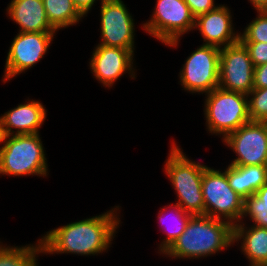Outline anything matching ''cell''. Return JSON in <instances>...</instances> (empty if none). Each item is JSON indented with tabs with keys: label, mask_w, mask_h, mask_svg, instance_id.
I'll use <instances>...</instances> for the list:
<instances>
[{
	"label": "cell",
	"mask_w": 267,
	"mask_h": 266,
	"mask_svg": "<svg viewBox=\"0 0 267 266\" xmlns=\"http://www.w3.org/2000/svg\"><path fill=\"white\" fill-rule=\"evenodd\" d=\"M112 209L102 215L53 229L41 239L44 253L95 255L107 250L119 225Z\"/></svg>",
	"instance_id": "cell-1"
},
{
	"label": "cell",
	"mask_w": 267,
	"mask_h": 266,
	"mask_svg": "<svg viewBox=\"0 0 267 266\" xmlns=\"http://www.w3.org/2000/svg\"><path fill=\"white\" fill-rule=\"evenodd\" d=\"M232 243L231 223L207 215H192L183 233L163 254L177 258L206 257Z\"/></svg>",
	"instance_id": "cell-2"
},
{
	"label": "cell",
	"mask_w": 267,
	"mask_h": 266,
	"mask_svg": "<svg viewBox=\"0 0 267 266\" xmlns=\"http://www.w3.org/2000/svg\"><path fill=\"white\" fill-rule=\"evenodd\" d=\"M183 154L178 146L172 144L165 165V172L179 197L176 204L192 215H205L202 178L207 166L196 164Z\"/></svg>",
	"instance_id": "cell-3"
},
{
	"label": "cell",
	"mask_w": 267,
	"mask_h": 266,
	"mask_svg": "<svg viewBox=\"0 0 267 266\" xmlns=\"http://www.w3.org/2000/svg\"><path fill=\"white\" fill-rule=\"evenodd\" d=\"M2 142L0 174L46 176L47 163L39 133L2 136Z\"/></svg>",
	"instance_id": "cell-4"
},
{
	"label": "cell",
	"mask_w": 267,
	"mask_h": 266,
	"mask_svg": "<svg viewBox=\"0 0 267 266\" xmlns=\"http://www.w3.org/2000/svg\"><path fill=\"white\" fill-rule=\"evenodd\" d=\"M205 116L211 133L228 134L251 122L248 96L219 87L207 93Z\"/></svg>",
	"instance_id": "cell-5"
},
{
	"label": "cell",
	"mask_w": 267,
	"mask_h": 266,
	"mask_svg": "<svg viewBox=\"0 0 267 266\" xmlns=\"http://www.w3.org/2000/svg\"><path fill=\"white\" fill-rule=\"evenodd\" d=\"M202 194L205 215L225 218L232 225L235 220L239 222L243 218L244 199L230 187L225 172L206 167L202 178Z\"/></svg>",
	"instance_id": "cell-6"
},
{
	"label": "cell",
	"mask_w": 267,
	"mask_h": 266,
	"mask_svg": "<svg viewBox=\"0 0 267 266\" xmlns=\"http://www.w3.org/2000/svg\"><path fill=\"white\" fill-rule=\"evenodd\" d=\"M156 4L143 28L165 45L176 46L179 37L195 27V17L184 0H157Z\"/></svg>",
	"instance_id": "cell-7"
},
{
	"label": "cell",
	"mask_w": 267,
	"mask_h": 266,
	"mask_svg": "<svg viewBox=\"0 0 267 266\" xmlns=\"http://www.w3.org/2000/svg\"><path fill=\"white\" fill-rule=\"evenodd\" d=\"M254 68L249 51L241 41L222 47L218 87L249 96L253 89Z\"/></svg>",
	"instance_id": "cell-8"
},
{
	"label": "cell",
	"mask_w": 267,
	"mask_h": 266,
	"mask_svg": "<svg viewBox=\"0 0 267 266\" xmlns=\"http://www.w3.org/2000/svg\"><path fill=\"white\" fill-rule=\"evenodd\" d=\"M220 48L203 44L186 60L180 82L189 92L210 93L219 86Z\"/></svg>",
	"instance_id": "cell-9"
},
{
	"label": "cell",
	"mask_w": 267,
	"mask_h": 266,
	"mask_svg": "<svg viewBox=\"0 0 267 266\" xmlns=\"http://www.w3.org/2000/svg\"><path fill=\"white\" fill-rule=\"evenodd\" d=\"M223 141L238 155L230 165H267V122H248Z\"/></svg>",
	"instance_id": "cell-10"
},
{
	"label": "cell",
	"mask_w": 267,
	"mask_h": 266,
	"mask_svg": "<svg viewBox=\"0 0 267 266\" xmlns=\"http://www.w3.org/2000/svg\"><path fill=\"white\" fill-rule=\"evenodd\" d=\"M55 32H19L6 59L4 82L32 67L43 58Z\"/></svg>",
	"instance_id": "cell-11"
},
{
	"label": "cell",
	"mask_w": 267,
	"mask_h": 266,
	"mask_svg": "<svg viewBox=\"0 0 267 266\" xmlns=\"http://www.w3.org/2000/svg\"><path fill=\"white\" fill-rule=\"evenodd\" d=\"M101 37L98 45L134 51V23L121 0L101 2Z\"/></svg>",
	"instance_id": "cell-12"
},
{
	"label": "cell",
	"mask_w": 267,
	"mask_h": 266,
	"mask_svg": "<svg viewBox=\"0 0 267 266\" xmlns=\"http://www.w3.org/2000/svg\"><path fill=\"white\" fill-rule=\"evenodd\" d=\"M133 52L118 47L98 45L90 61L91 71L97 80L106 87H111L123 73L132 72Z\"/></svg>",
	"instance_id": "cell-13"
},
{
	"label": "cell",
	"mask_w": 267,
	"mask_h": 266,
	"mask_svg": "<svg viewBox=\"0 0 267 266\" xmlns=\"http://www.w3.org/2000/svg\"><path fill=\"white\" fill-rule=\"evenodd\" d=\"M195 27L204 38L205 45L221 48L240 41V34L233 33L230 11L224 5L195 18Z\"/></svg>",
	"instance_id": "cell-14"
},
{
	"label": "cell",
	"mask_w": 267,
	"mask_h": 266,
	"mask_svg": "<svg viewBox=\"0 0 267 266\" xmlns=\"http://www.w3.org/2000/svg\"><path fill=\"white\" fill-rule=\"evenodd\" d=\"M46 118V110L38 101H31L27 104H20L14 109L6 112L0 118L2 136L14 135L12 128L17 129V135L38 134Z\"/></svg>",
	"instance_id": "cell-15"
},
{
	"label": "cell",
	"mask_w": 267,
	"mask_h": 266,
	"mask_svg": "<svg viewBox=\"0 0 267 266\" xmlns=\"http://www.w3.org/2000/svg\"><path fill=\"white\" fill-rule=\"evenodd\" d=\"M8 14L20 25V32H55L50 25L43 0H12Z\"/></svg>",
	"instance_id": "cell-16"
},
{
	"label": "cell",
	"mask_w": 267,
	"mask_h": 266,
	"mask_svg": "<svg viewBox=\"0 0 267 266\" xmlns=\"http://www.w3.org/2000/svg\"><path fill=\"white\" fill-rule=\"evenodd\" d=\"M225 173L230 187L243 199L267 183V165H229Z\"/></svg>",
	"instance_id": "cell-17"
},
{
	"label": "cell",
	"mask_w": 267,
	"mask_h": 266,
	"mask_svg": "<svg viewBox=\"0 0 267 266\" xmlns=\"http://www.w3.org/2000/svg\"><path fill=\"white\" fill-rule=\"evenodd\" d=\"M244 224L233 225V242L243 239L242 251L249 259L251 266L267 265V228L257 226L245 230Z\"/></svg>",
	"instance_id": "cell-18"
},
{
	"label": "cell",
	"mask_w": 267,
	"mask_h": 266,
	"mask_svg": "<svg viewBox=\"0 0 267 266\" xmlns=\"http://www.w3.org/2000/svg\"><path fill=\"white\" fill-rule=\"evenodd\" d=\"M43 3L47 19L55 30L74 25L84 16L72 0H43Z\"/></svg>",
	"instance_id": "cell-19"
},
{
	"label": "cell",
	"mask_w": 267,
	"mask_h": 266,
	"mask_svg": "<svg viewBox=\"0 0 267 266\" xmlns=\"http://www.w3.org/2000/svg\"><path fill=\"white\" fill-rule=\"evenodd\" d=\"M43 253L41 240L35 247H2L0 246V266H37L36 254Z\"/></svg>",
	"instance_id": "cell-20"
},
{
	"label": "cell",
	"mask_w": 267,
	"mask_h": 266,
	"mask_svg": "<svg viewBox=\"0 0 267 266\" xmlns=\"http://www.w3.org/2000/svg\"><path fill=\"white\" fill-rule=\"evenodd\" d=\"M253 97L248 100L249 116L252 122H267V88H253Z\"/></svg>",
	"instance_id": "cell-21"
},
{
	"label": "cell",
	"mask_w": 267,
	"mask_h": 266,
	"mask_svg": "<svg viewBox=\"0 0 267 266\" xmlns=\"http://www.w3.org/2000/svg\"><path fill=\"white\" fill-rule=\"evenodd\" d=\"M258 13V17L240 35L241 42H267V11Z\"/></svg>",
	"instance_id": "cell-22"
},
{
	"label": "cell",
	"mask_w": 267,
	"mask_h": 266,
	"mask_svg": "<svg viewBox=\"0 0 267 266\" xmlns=\"http://www.w3.org/2000/svg\"><path fill=\"white\" fill-rule=\"evenodd\" d=\"M174 212L176 215V220L178 221V224L175 225L176 227H173V229L169 230L167 232V238L165 239V241L162 242V244L160 245V251L161 253L165 252L177 239L178 237L183 233V231L185 230V227L190 219V217L192 216L191 213H188L186 211H184L178 204L174 205ZM173 217V216H172ZM158 218L162 221L163 217L158 216ZM178 226V227H177Z\"/></svg>",
	"instance_id": "cell-23"
},
{
	"label": "cell",
	"mask_w": 267,
	"mask_h": 266,
	"mask_svg": "<svg viewBox=\"0 0 267 266\" xmlns=\"http://www.w3.org/2000/svg\"><path fill=\"white\" fill-rule=\"evenodd\" d=\"M247 214L255 222L254 226L267 228V206H257L255 194L244 199L243 217Z\"/></svg>",
	"instance_id": "cell-24"
},
{
	"label": "cell",
	"mask_w": 267,
	"mask_h": 266,
	"mask_svg": "<svg viewBox=\"0 0 267 266\" xmlns=\"http://www.w3.org/2000/svg\"><path fill=\"white\" fill-rule=\"evenodd\" d=\"M248 49L253 66L267 63V42H242Z\"/></svg>",
	"instance_id": "cell-25"
},
{
	"label": "cell",
	"mask_w": 267,
	"mask_h": 266,
	"mask_svg": "<svg viewBox=\"0 0 267 266\" xmlns=\"http://www.w3.org/2000/svg\"><path fill=\"white\" fill-rule=\"evenodd\" d=\"M184 2L189 6L195 18L218 7L214 5V0H184Z\"/></svg>",
	"instance_id": "cell-26"
},
{
	"label": "cell",
	"mask_w": 267,
	"mask_h": 266,
	"mask_svg": "<svg viewBox=\"0 0 267 266\" xmlns=\"http://www.w3.org/2000/svg\"><path fill=\"white\" fill-rule=\"evenodd\" d=\"M253 88H267V63L254 68Z\"/></svg>",
	"instance_id": "cell-27"
},
{
	"label": "cell",
	"mask_w": 267,
	"mask_h": 266,
	"mask_svg": "<svg viewBox=\"0 0 267 266\" xmlns=\"http://www.w3.org/2000/svg\"><path fill=\"white\" fill-rule=\"evenodd\" d=\"M74 5L78 8V10L86 15L87 12L91 9L95 0H72ZM103 2V0H101Z\"/></svg>",
	"instance_id": "cell-28"
},
{
	"label": "cell",
	"mask_w": 267,
	"mask_h": 266,
	"mask_svg": "<svg viewBox=\"0 0 267 266\" xmlns=\"http://www.w3.org/2000/svg\"><path fill=\"white\" fill-rule=\"evenodd\" d=\"M257 206H267V183L256 191Z\"/></svg>",
	"instance_id": "cell-29"
},
{
	"label": "cell",
	"mask_w": 267,
	"mask_h": 266,
	"mask_svg": "<svg viewBox=\"0 0 267 266\" xmlns=\"http://www.w3.org/2000/svg\"><path fill=\"white\" fill-rule=\"evenodd\" d=\"M257 11H267V0H250Z\"/></svg>",
	"instance_id": "cell-30"
},
{
	"label": "cell",
	"mask_w": 267,
	"mask_h": 266,
	"mask_svg": "<svg viewBox=\"0 0 267 266\" xmlns=\"http://www.w3.org/2000/svg\"><path fill=\"white\" fill-rule=\"evenodd\" d=\"M1 138H2V134H1V124H0V143H1Z\"/></svg>",
	"instance_id": "cell-31"
}]
</instances>
